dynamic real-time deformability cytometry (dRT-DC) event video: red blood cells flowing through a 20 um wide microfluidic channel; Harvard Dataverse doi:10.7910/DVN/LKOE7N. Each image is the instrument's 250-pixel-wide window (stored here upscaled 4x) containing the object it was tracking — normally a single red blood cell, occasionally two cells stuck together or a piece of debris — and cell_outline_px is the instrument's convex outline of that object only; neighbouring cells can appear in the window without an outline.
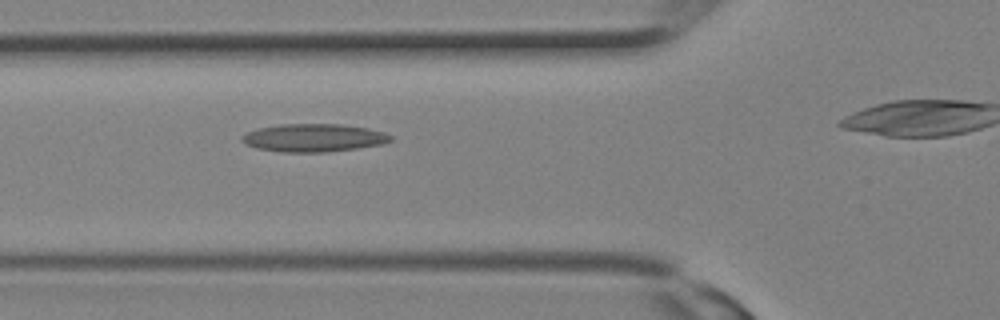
{"species": "Egyptian fruit bat (a non-hibernating species)", "species_latin": "Rousettus aegyptiacus", "temperature_condition": "room temperature", "stored_images_in_passage": 9, "segment_of_instrument_passage": [1, 2], "camera_frame_rate_fps": 3000, "um_per_image_px": 0.085, "animal": {"sex": "female"}, "frame": {"image": 1, "passage_image": 8, "time_ms": 2.333, "image_size_px": [1000, 320], "cell_outline_px": [[392, 140], [384, 144], [360, 148], [328, 152], [280, 152], [256, 148], [248, 144], [240, 136], [248, 132], [260, 128], [280, 124], [340, 124], [368, 128], [384, 132], [392, 136]], "centroid_in_image_um": [26.72, 11.72], "position_along_channel_um": 99.1, "area_um2": 24.22}}